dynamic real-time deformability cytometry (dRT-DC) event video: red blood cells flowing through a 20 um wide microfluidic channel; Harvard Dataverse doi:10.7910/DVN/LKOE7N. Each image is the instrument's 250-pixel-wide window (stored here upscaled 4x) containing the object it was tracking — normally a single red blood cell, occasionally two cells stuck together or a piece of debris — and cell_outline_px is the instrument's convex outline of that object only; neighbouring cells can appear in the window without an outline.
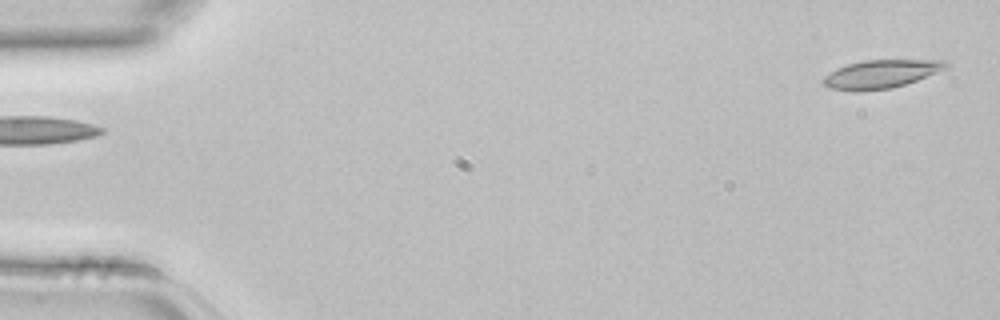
{"species": "common noctule bat (a hibernating species)", "species_latin": "Nyctalus noctula", "temperature_condition": "room temperature", "stored_images_in_passage": 4, "segment_of_instrument_passage": [2, 2], "camera_frame_rate_fps": 3000, "um_per_image_px": 0.085, "animal": {"sex": "female", "body_mass_g": 22.7, "forearm_length_mm": 54.2}, "frame": {"image": 1, "passage_image": 4, "time_ms": 1.0, "image_size_px": [1000, 320], "cell_outline_px": [[948, 68], [916, 80], [892, 88], [860, 92], [852, 92], [828, 88], [824, 84], [824, 76], [836, 68], [848, 64], [864, 60], [944, 60], [948, 64]], "centroid_in_image_um": [74.85, 6.31], "position_along_channel_um": 10.2, "area_um2": 20.29}}